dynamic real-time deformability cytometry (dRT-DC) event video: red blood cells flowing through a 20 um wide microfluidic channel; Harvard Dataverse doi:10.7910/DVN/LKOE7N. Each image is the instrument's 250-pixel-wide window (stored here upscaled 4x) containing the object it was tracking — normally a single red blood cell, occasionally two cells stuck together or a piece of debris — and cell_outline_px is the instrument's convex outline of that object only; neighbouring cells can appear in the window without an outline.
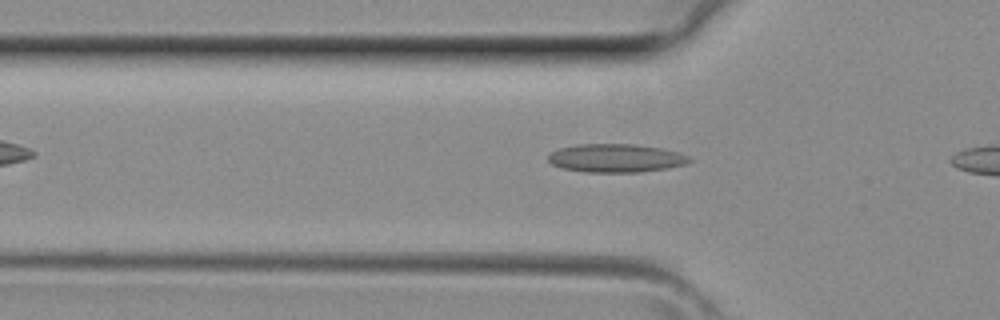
{"species": "common noctule bat (a hibernating species)", "species_latin": "Nyctalus noctula", "temperature_condition": "room temperature", "stored_images_in_passage": 7, "segment_of_instrument_passage": [1, 2], "camera_frame_rate_fps": 3000, "um_per_image_px": 0.085, "animal": {"sex": "female", "body_mass_g": 29.2, "forearm_length_mm": 56.3}, "frame": {"image": 1, "passage_image": 6, "time_ms": 1.667, "image_size_px": [1000, 320], "cell_outline_px": [[692, 160], [688, 164], [668, 168], [636, 172], [588, 172], [560, 168], [552, 164], [548, 160], [548, 156], [552, 152], [560, 148], [580, 144], [636, 144], [660, 148], [680, 152], [688, 156]], "centroid_in_image_um": [52.38, 13.44], "position_along_channel_um": 73.4, "area_um2": 23.35}}